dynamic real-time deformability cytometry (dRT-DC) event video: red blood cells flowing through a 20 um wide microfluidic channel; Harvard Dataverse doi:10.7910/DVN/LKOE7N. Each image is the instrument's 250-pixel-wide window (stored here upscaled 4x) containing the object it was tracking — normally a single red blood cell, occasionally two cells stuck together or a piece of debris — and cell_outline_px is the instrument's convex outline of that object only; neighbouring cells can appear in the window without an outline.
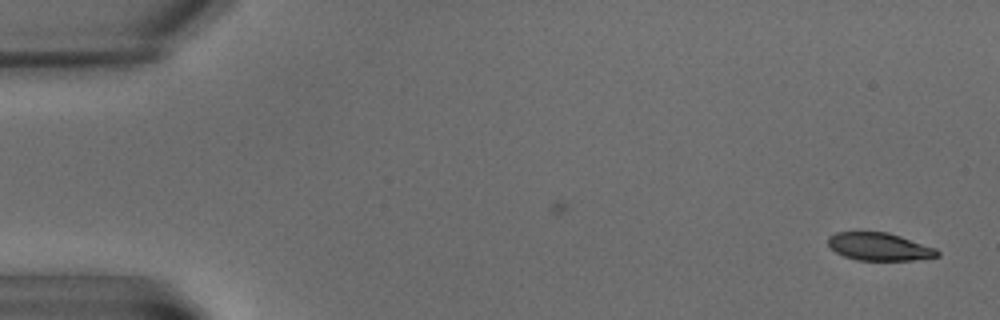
{"species": "common noctule bat (a hibernating species)", "species_latin": "Nyctalus noctula", "temperature_condition": "warm", "stored_images_in_passage": 3, "camera_frame_rate_fps": 3000, "um_per_image_px": 0.085, "animal": {"sex": "male", "body_mass_g": 15.6}, "frame": {"image": 1, "passage_image": 3, "time_ms": 2.333, "image_size_px": [1000, 320], "cell_outline_px": [[940, 256], [912, 260], [856, 260], [844, 256], [836, 252], [828, 244], [828, 236], [836, 232], [888, 232], [936, 248], [940, 252]], "centroid_in_image_um": [74.74, 20.97], "position_along_channel_um": 10.3, "area_um2": 17.63}}